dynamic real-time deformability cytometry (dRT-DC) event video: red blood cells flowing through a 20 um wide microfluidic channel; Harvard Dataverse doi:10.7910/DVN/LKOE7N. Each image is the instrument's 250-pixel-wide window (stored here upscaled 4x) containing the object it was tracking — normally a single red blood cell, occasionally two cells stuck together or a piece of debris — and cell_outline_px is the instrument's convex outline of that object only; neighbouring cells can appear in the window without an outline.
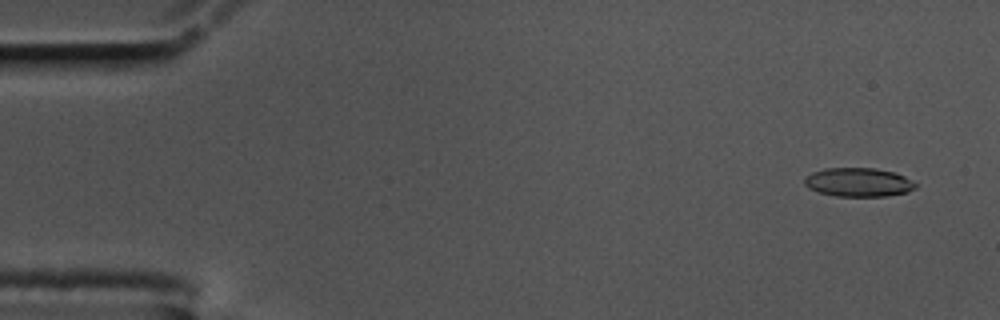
{"species": "common noctule bat (a hibernating species)", "species_latin": "Nyctalus noctula", "temperature_condition": "cold", "stored_images_in_passage": 58, "camera_frame_rate_fps": 3000, "um_per_image_px": 0.085, "animal": {"sex": "male", "body_mass_g": 17.5, "forearm_length_mm": 52.3}, "frame": {"image": 1, "passage_image": 4, "time_ms": 1.0, "image_size_px": [1000, 320], "cell_outline_px": [[916, 188], [908, 192], [884, 196], [836, 196], [820, 192], [808, 188], [804, 184], [804, 176], [812, 172], [824, 168], [876, 168], [896, 172], [904, 176], [916, 184]], "centroid_in_image_um": [72.95, 15.48], "position_along_channel_um": 12.1, "area_um2": 18.73}}
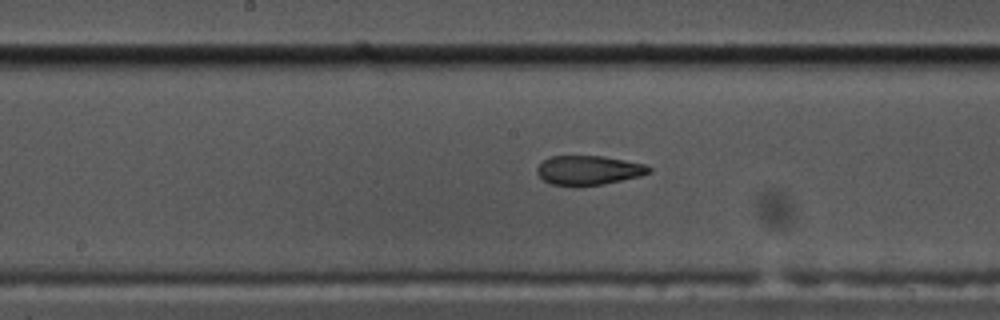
{"frame": {"image": 2, "passage_image": 30, "time_ms": 9.667, "image_size_px": [1000, 320], "cell_outline_px": [[652, 172], [640, 176], [604, 184], [572, 188], [552, 184], [544, 180], [536, 172], [536, 168], [548, 156], [604, 156], [648, 164], [652, 168]], "centroid_in_image_um": [50.05, 14.49], "position_along_channel_um": 198.1, "area_um2": 19.65}}
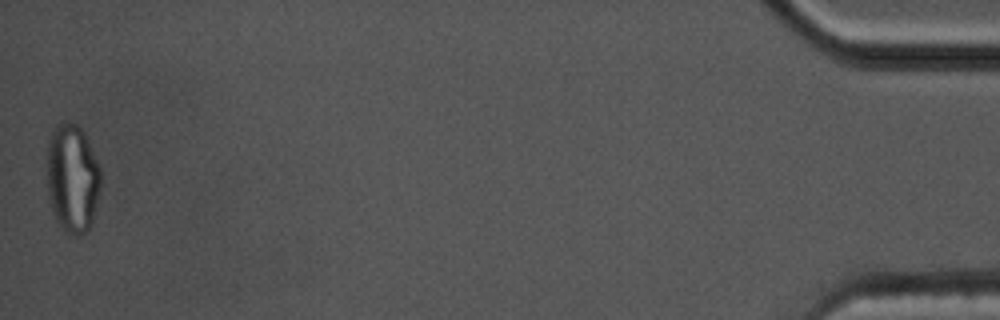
{"frame": {"image": 3, "passage_image": 58, "time_ms": 19.0, "image_size_px": [1000, 320], "cell_outline_px": [[100, 192], [92, 224], [88, 232], [80, 236], [68, 236], [56, 220], [52, 212], [48, 200], [48, 140], [56, 124], [76, 124], [84, 132], [100, 168]], "centroid_in_image_um": [6.17, 15.25], "position_along_channel_um": 429.0, "area_um2": 34.28}, "authors_computed_cell_mechanics": {"area_um2": 19.9699, "velocity_mm_per_s": 3.4921, "shape_relaxation_time_tau1_ms": null, "shape_relaxation_time_tau2_ms": 1.6177, "deformation_change_tau1": null, "deformation_change_tau2": 0.0756}}